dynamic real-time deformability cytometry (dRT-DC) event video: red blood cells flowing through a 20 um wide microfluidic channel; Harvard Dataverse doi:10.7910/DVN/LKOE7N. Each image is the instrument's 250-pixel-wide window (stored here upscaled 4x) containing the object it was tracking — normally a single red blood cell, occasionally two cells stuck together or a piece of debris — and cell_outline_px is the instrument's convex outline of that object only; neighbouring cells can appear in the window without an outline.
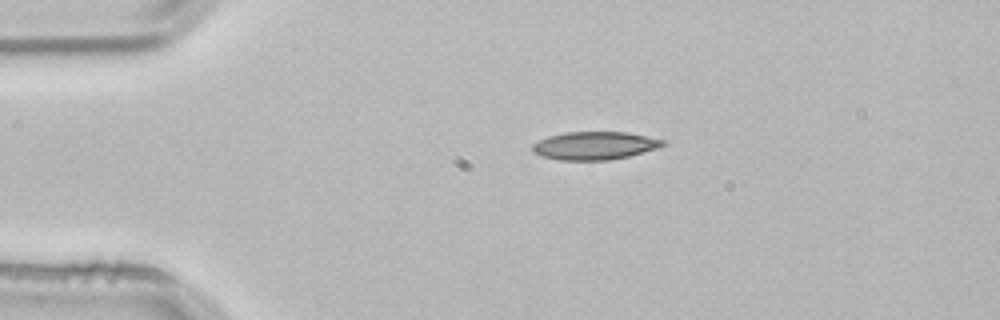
{"species": "common noctule bat (a hibernating species)", "species_latin": "Nyctalus noctula", "temperature_condition": "room temperature", "stored_images_in_passage": 2, "camera_frame_rate_fps": 3000, "um_per_image_px": 0.085, "animal": {"sex": "male", "body_mass_g": 21.5, "forearm_length_mm": 52.0}, "frame": {"image": 1, "passage_image": 1, "time_ms": 0.0, "image_size_px": [1000, 320], "cell_outline_px": [[668, 144], [660, 148], [628, 156], [608, 160], [560, 160], [540, 156], [532, 152], [532, 144], [548, 136], [564, 132], [628, 132], [664, 140]], "centroid_in_image_um": [50.55, 12.38], "position_along_channel_um": 34.4, "area_um2": 21.44}}